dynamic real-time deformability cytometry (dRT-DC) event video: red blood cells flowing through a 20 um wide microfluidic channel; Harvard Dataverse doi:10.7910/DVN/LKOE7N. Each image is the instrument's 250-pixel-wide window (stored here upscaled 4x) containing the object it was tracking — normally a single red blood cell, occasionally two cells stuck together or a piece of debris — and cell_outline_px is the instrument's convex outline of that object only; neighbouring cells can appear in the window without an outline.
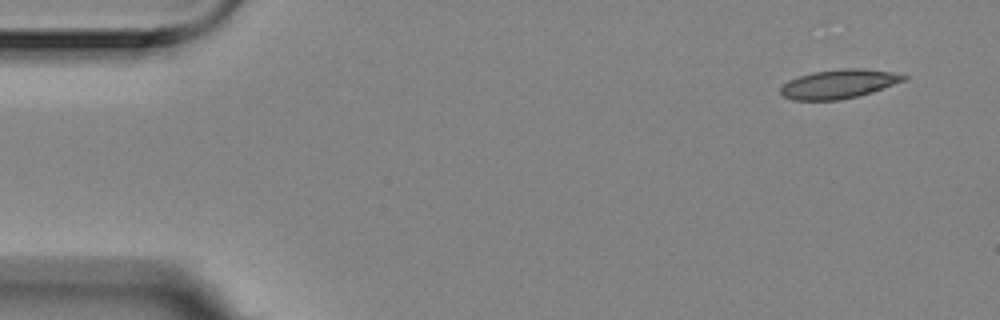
{"species": "Egyptian fruit bat (a non-hibernating species)", "species_latin": "Rousettus aegyptiacus", "temperature_condition": "room temperature", "stored_images_in_passage": 10, "camera_frame_rate_fps": 3000, "um_per_image_px": 0.085, "animal": {"sex": "female"}, "frame": {"image": 1, "passage_image": 1, "time_ms": 0.0, "image_size_px": [1000, 320], "cell_outline_px": [[908, 76], [904, 80], [872, 92], [840, 100], [792, 100], [784, 96], [780, 92], [780, 88], [788, 80], [812, 72], [840, 68], [860, 68], [888, 72]], "centroid_in_image_um": [71.24, 7.14], "position_along_channel_um": 13.8, "area_um2": 20.52}}